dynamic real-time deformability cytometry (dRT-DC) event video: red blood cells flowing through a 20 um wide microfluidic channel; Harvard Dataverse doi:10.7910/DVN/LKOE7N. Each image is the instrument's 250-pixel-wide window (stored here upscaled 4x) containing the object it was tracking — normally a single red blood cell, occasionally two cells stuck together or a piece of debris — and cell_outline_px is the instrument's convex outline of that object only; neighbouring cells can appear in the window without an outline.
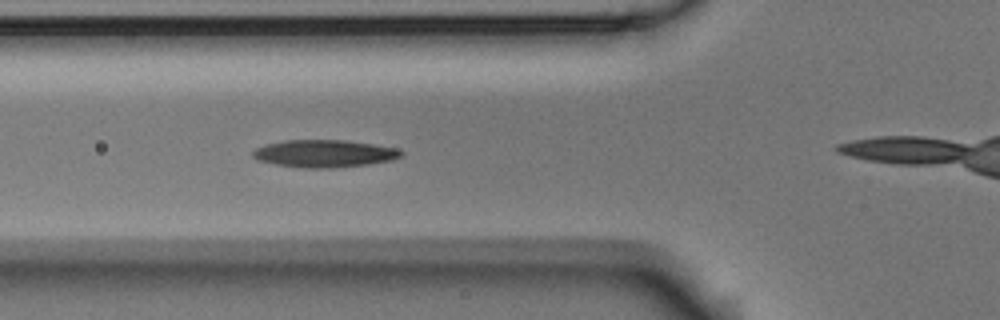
{"species": "Egyptian fruit bat (a non-hibernating species)", "species_latin": "Rousettus aegyptiacus", "temperature_condition": "room temperature", "stored_images_in_passage": 6, "camera_frame_rate_fps": 3000, "um_per_image_px": 0.085, "animal": {"sex": "male"}, "frame": {"image": 1, "passage_image": 5, "time_ms": 1.333, "image_size_px": [1000, 320], "cell_outline_px": [[404, 156], [392, 160], [368, 164], [332, 168], [300, 168], [276, 164], [256, 160], [252, 156], [252, 152], [256, 148], [264, 144], [284, 140], [344, 140], [372, 144], [396, 148], [404, 152]], "centroid_in_image_um": [27.55, 13.05], "position_along_channel_um": 98.3, "area_um2": 23.87}}